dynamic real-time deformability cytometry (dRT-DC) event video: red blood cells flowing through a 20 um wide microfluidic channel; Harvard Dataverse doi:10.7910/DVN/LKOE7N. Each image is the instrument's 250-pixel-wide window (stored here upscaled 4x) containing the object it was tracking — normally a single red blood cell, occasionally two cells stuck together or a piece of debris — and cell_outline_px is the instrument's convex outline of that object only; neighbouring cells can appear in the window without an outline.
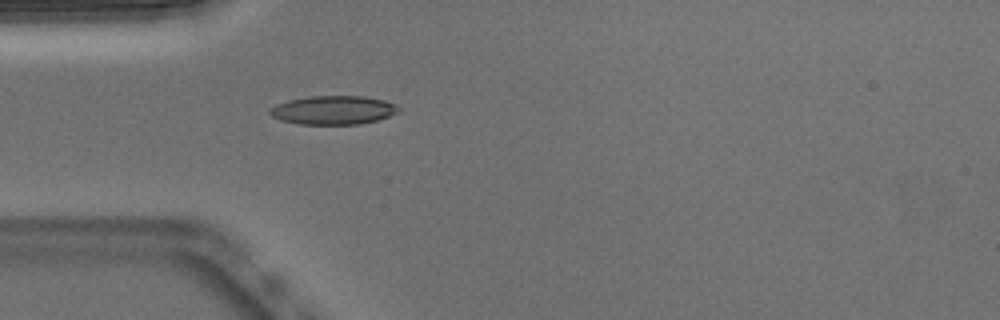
{"species": "Egyptian fruit bat (a non-hibernating species)", "species_latin": "Rousettus aegyptiacus", "temperature_condition": "warm", "stored_images_in_passage": 38, "camera_frame_rate_fps": 3000, "um_per_image_px": 0.085, "animal": {"sex": "male"}, "frame": {"image": 1, "passage_image": 1, "time_ms": 0.0, "image_size_px": [1000, 320], "cell_outline_px": [[400, 108], [396, 112], [388, 116], [376, 120], [356, 124], [300, 124], [280, 120], [272, 116], [268, 112], [276, 104], [288, 100], [308, 96], [364, 96], [384, 100], [396, 104]], "centroid_in_image_um": [28.31, 9.35], "position_along_channel_um": 56.7, "area_um2": 21.39}}
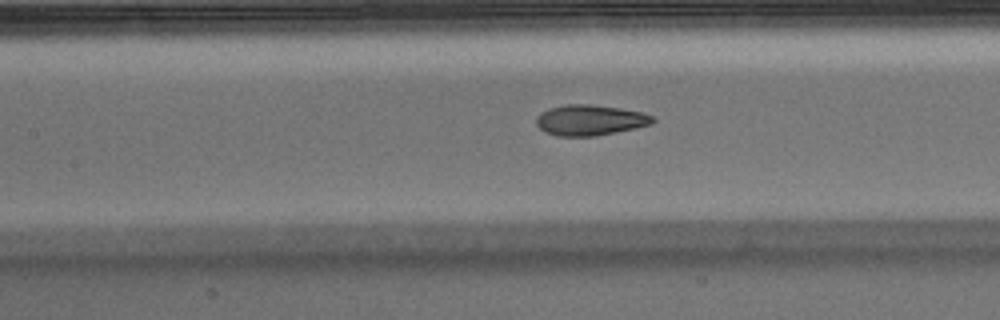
{"frame": {"image": 2, "passage_image": 9, "time_ms": 2.667, "image_size_px": [1000, 320], "cell_outline_px": [[656, 120], [652, 124], [636, 128], [596, 136], [556, 136], [544, 132], [536, 124], [536, 116], [540, 112], [548, 108], [564, 104], [592, 104], [620, 108], [644, 112], [652, 116]], "centroid_in_image_um": [50.14, 10.2], "position_along_channel_um": 157.3, "area_um2": 21.1}}
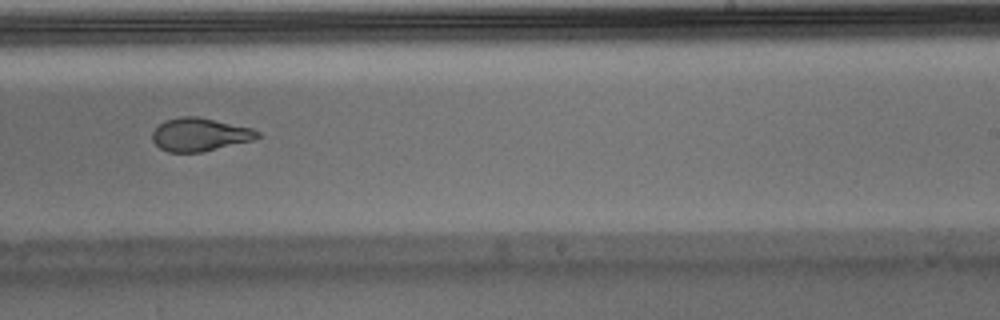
{"frame": {"image": 3, "passage_image": 18, "time_ms": 5.667, "image_size_px": [1000, 320], "cell_outline_px": [[260, 136], [252, 140], [200, 152], [168, 152], [160, 148], [152, 140], [152, 132], [164, 120], [184, 116], [196, 116], [252, 128], [260, 132]], "centroid_in_image_um": [16.96, 11.43], "position_along_channel_um": 272.0, "area_um2": 20.06}, "authors_computed_cell_mechanics": {"area_um2": 21.2993, "velocity_mm_per_s": 3.8335, "shape_relaxation_time_tau1_ms": null, "shape_relaxation_time_tau2_ms": 1.5114, "deformation_change_tau1": null, "deformation_change_tau2": 0.0791}}